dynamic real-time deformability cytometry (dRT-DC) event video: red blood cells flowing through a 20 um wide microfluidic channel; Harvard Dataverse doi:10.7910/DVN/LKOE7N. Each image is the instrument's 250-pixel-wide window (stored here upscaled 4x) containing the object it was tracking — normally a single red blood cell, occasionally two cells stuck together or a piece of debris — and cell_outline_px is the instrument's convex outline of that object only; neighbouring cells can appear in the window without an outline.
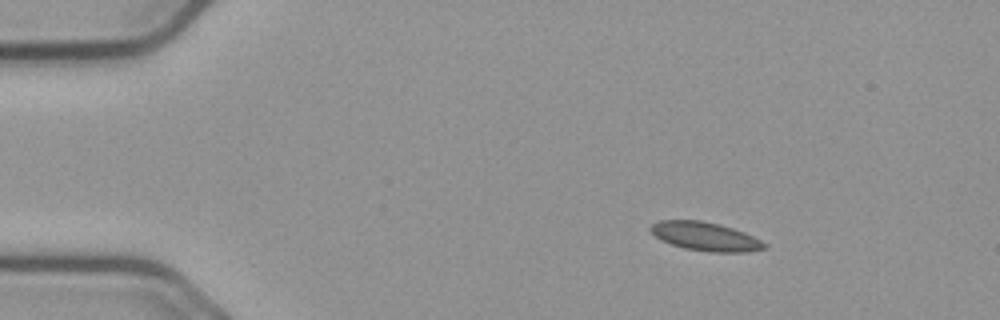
{"species": "common noctule bat (a hibernating species)", "species_latin": "Nyctalus noctula", "temperature_condition": "cold", "stored_images_in_passage": 49, "camera_frame_rate_fps": 3000, "um_per_image_px": 0.085, "animal": {"sex": "male", "body_mass_g": 23.1, "forearm_length_mm": 52.7}, "frame": {"image": 1, "passage_image": 1, "time_ms": 0.0, "image_size_px": [1000, 320], "cell_outline_px": [[768, 248], [744, 252], [712, 252], [684, 248], [660, 240], [648, 228], [652, 224], [660, 220], [700, 220], [720, 224], [744, 232], [768, 244]], "centroid_in_image_um": [59.96, 20.09], "position_along_channel_um": 25.0, "area_um2": 18.96}}
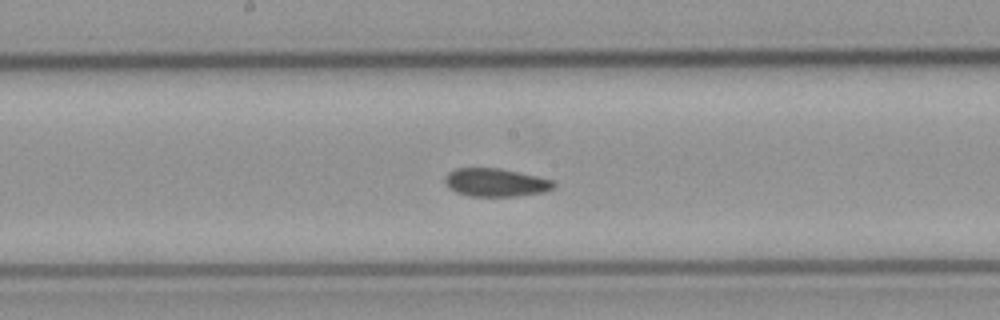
{"frame": {"image": 2, "passage_image": 22, "time_ms": 7.0, "image_size_px": [1000, 320], "cell_outline_px": [[556, 188], [544, 192], [520, 196], [468, 196], [456, 192], [448, 188], [444, 180], [444, 176], [448, 172], [456, 168], [500, 168], [536, 176], [552, 180], [556, 184]], "centroid_in_image_um": [42.13, 15.52], "position_along_channel_um": 206.1, "area_um2": 18.03}}
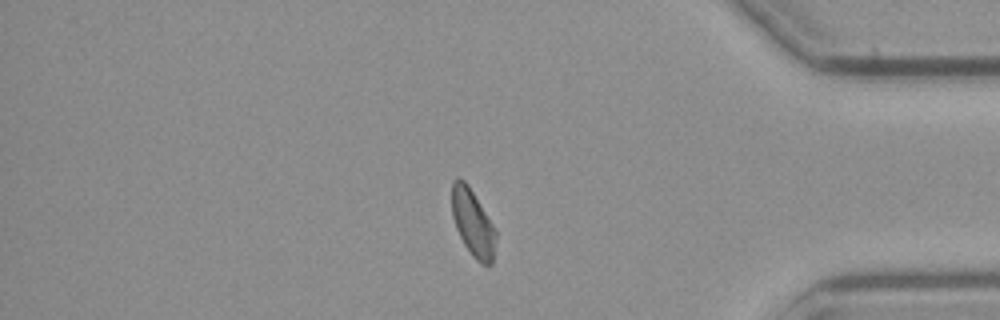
{"frame": {"image": 3, "passage_image": 40, "time_ms": 13.0, "image_size_px": [1000, 320], "cell_outline_px": [[496, 236], [492, 264], [480, 264], [472, 256], [464, 244], [456, 228], [452, 216], [452, 180], [456, 176], [460, 176], [468, 184], [496, 228]], "centroid_in_image_um": [40.18, 18.91], "position_along_channel_um": 395.0, "area_um2": 17.34}, "authors_computed_cell_mechanics": {"area_um2": 18.0336, "velocity_mm_per_s": 3.6417, "shape_relaxation_time_tau1_ms": 3.9894, "shape_relaxation_time_tau2_ms": 2.1171, "deformation_change_tau1": 0.0955, "deformation_change_tau2": 0.067}}